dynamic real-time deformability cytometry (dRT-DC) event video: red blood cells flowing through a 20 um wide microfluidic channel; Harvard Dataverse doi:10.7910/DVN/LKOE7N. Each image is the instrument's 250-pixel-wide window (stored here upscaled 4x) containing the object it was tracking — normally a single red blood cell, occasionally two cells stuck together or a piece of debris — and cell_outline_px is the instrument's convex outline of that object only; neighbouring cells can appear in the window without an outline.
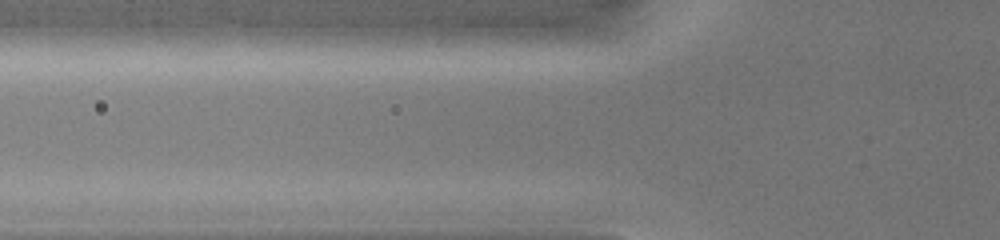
{"species": "common noctule bat (a hibernating species)", "species_latin": "Nyctalus noctula", "temperature_condition": "warm", "stored_images_in_passage": 3, "camera_frame_rate_fps": 3000, "um_per_image_px": 0.085, "animal": {"sex": "female", "body_mass_g": 19.0, "forearm_length_mm": 51.5}, "frame": {"image": 1, "passage_image": 3, "time_ms": 0.667, "image_size_px": [1000, 240], "cell_outline_px": [[592, 44], [576, 48], [396, 48], [396, 36], [416, 24], [576, 24], [584, 28], [592, 40]], "centroid_in_image_um": [41.97, 3.08], "position_along_channel_um": 83.8, "area_um2": 32.19}}